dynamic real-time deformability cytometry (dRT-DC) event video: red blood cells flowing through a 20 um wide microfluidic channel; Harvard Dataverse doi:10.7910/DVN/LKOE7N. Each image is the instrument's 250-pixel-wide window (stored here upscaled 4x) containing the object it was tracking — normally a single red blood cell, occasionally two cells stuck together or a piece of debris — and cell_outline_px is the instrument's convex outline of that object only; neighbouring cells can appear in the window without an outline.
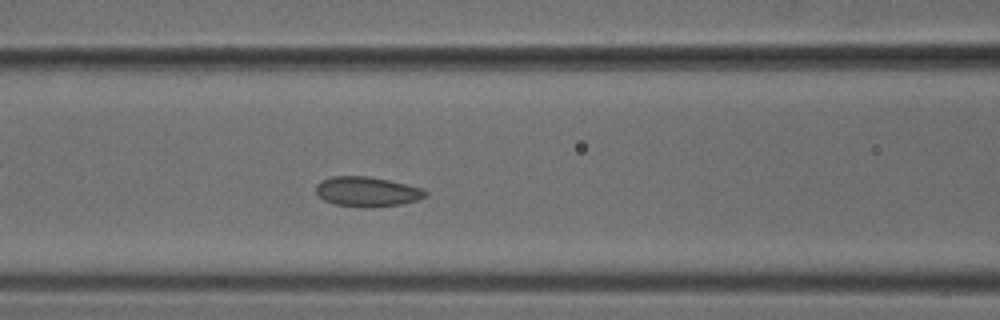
{"species": "common noctule bat (a hibernating species)", "species_latin": "Nyctalus noctula", "temperature_condition": "cold", "stored_images_in_passage": 46, "camera_frame_rate_fps": 3000, "um_per_image_px": 0.085, "animal": {"sex": "male", "body_mass_g": 18.8}, "frame": {"image": 1, "passage_image": 16, "time_ms": 5.0, "image_size_px": [1000, 320], "cell_outline_px": [[428, 196], [404, 204], [372, 208], [360, 208], [336, 204], [324, 200], [316, 192], [316, 184], [320, 180], [332, 176], [368, 176], [388, 180], [424, 188], [428, 192]], "centroid_in_image_um": [31.23, 16.3], "position_along_channel_um": 135.4, "area_um2": 19.36}}
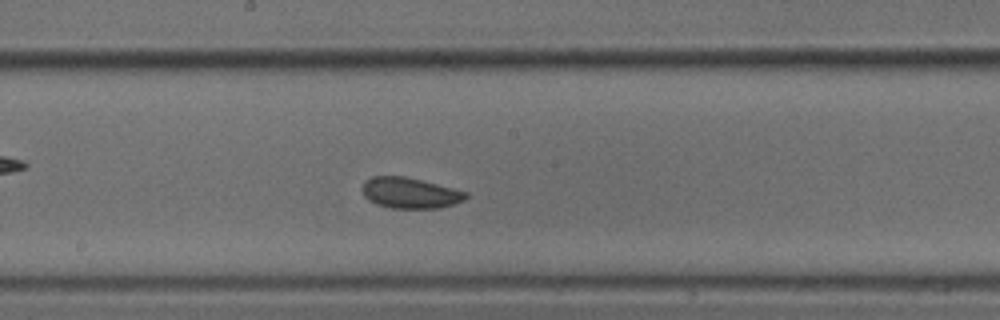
{"frame": {"image": 2, "passage_image": 22, "time_ms": 7.0, "image_size_px": [1000, 320], "cell_outline_px": [[468, 196], [464, 200], [440, 208], [388, 208], [376, 204], [368, 200], [364, 196], [360, 188], [364, 180], [372, 176], [404, 176], [468, 192]], "centroid_in_image_um": [34.79, 16.4], "position_along_channel_um": 213.4, "area_um2": 18.67}}
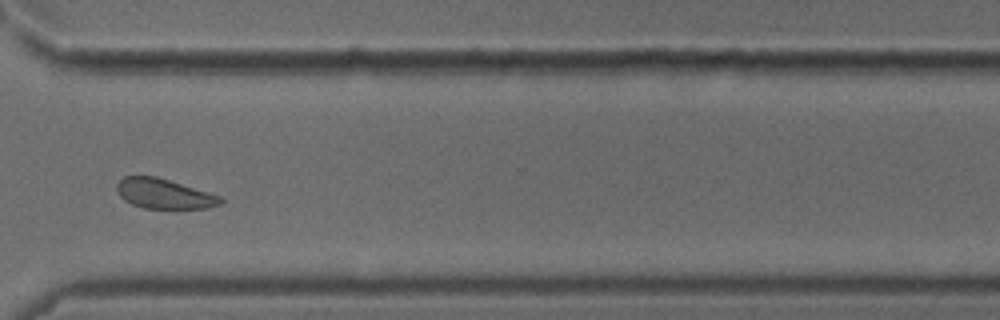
{"frame": {"image": 3, "passage_image": 33, "time_ms": 10.667, "image_size_px": [1000, 320], "cell_outline_px": [[224, 200], [220, 204], [204, 208], [144, 208], [132, 204], [124, 200], [120, 196], [116, 188], [116, 184], [124, 176], [156, 176], [224, 196]], "centroid_in_image_um": [13.97, 16.46], "position_along_channel_um": 356.6, "area_um2": 18.15}}